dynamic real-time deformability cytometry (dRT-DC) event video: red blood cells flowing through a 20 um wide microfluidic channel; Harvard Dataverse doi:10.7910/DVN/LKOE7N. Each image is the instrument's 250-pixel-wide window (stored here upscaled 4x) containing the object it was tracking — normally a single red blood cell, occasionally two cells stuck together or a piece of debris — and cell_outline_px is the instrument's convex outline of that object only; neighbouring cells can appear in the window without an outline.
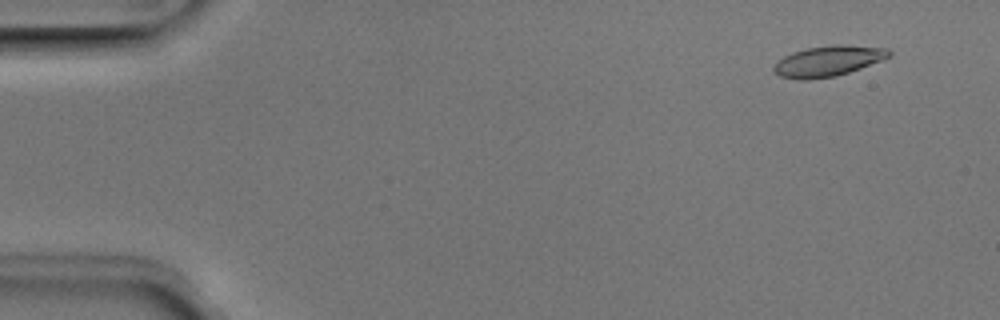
{"species": "Egyptian fruit bat (a non-hibernating species)", "species_latin": "Rousettus aegyptiacus", "temperature_condition": "room temperature", "stored_images_in_passage": 51, "camera_frame_rate_fps": 3000, "um_per_image_px": 0.085, "animal": {"sex": "male"}, "frame": {"image": 1, "passage_image": 4, "time_ms": 1.0, "image_size_px": [1000, 320], "cell_outline_px": [[892, 56], [860, 68], [836, 76], [808, 80], [800, 80], [780, 76], [772, 68], [784, 56], [792, 52], [808, 48], [832, 44], [844, 44], [888, 48], [892, 52]], "centroid_in_image_um": [70.43, 5.18], "position_along_channel_um": 14.6, "area_um2": 20.52}}
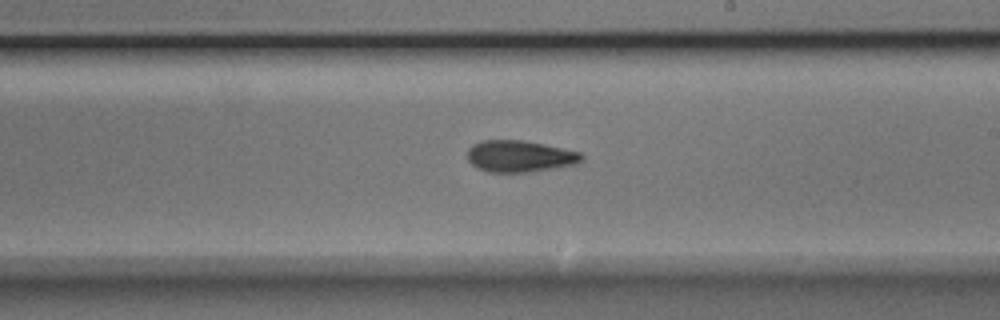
{"frame": {"image": 2, "passage_image": 30, "time_ms": 9.667, "image_size_px": [1000, 320], "cell_outline_px": [[584, 160], [576, 164], [528, 172], [488, 172], [476, 168], [468, 160], [468, 148], [472, 144], [480, 140], [524, 140], [544, 144], [580, 152], [584, 156]], "centroid_in_image_um": [44.16, 13.27], "position_along_channel_um": 244.8, "area_um2": 21.15}}
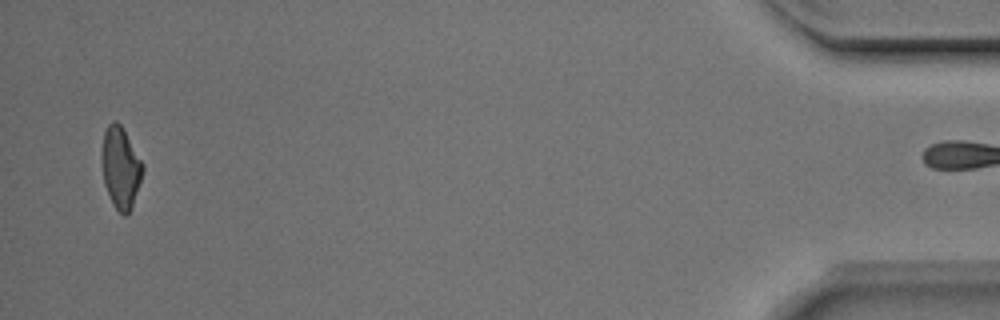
{"frame": {"image": 3, "passage_image": 50, "time_ms": 16.333, "image_size_px": [1000, 320], "cell_outline_px": [[144, 168], [132, 208], [128, 216], [124, 216], [112, 204], [104, 184], [100, 160], [100, 156], [104, 132], [108, 124], [112, 120], [116, 120], [120, 124], [144, 164]], "centroid_in_image_um": [10.23, 14.26], "position_along_channel_um": 425.0, "area_um2": 19.71}, "authors_computed_cell_mechanics": {"area_um2": 20.23, "velocity_mm_per_s": 3.9717, "shape_relaxation_time_tau1_ms": 4.0198, "shape_relaxation_time_tau2_ms": 4.1083, "deformation_change_tau1": 0.1654, "deformation_change_tau2": 0.1369}}